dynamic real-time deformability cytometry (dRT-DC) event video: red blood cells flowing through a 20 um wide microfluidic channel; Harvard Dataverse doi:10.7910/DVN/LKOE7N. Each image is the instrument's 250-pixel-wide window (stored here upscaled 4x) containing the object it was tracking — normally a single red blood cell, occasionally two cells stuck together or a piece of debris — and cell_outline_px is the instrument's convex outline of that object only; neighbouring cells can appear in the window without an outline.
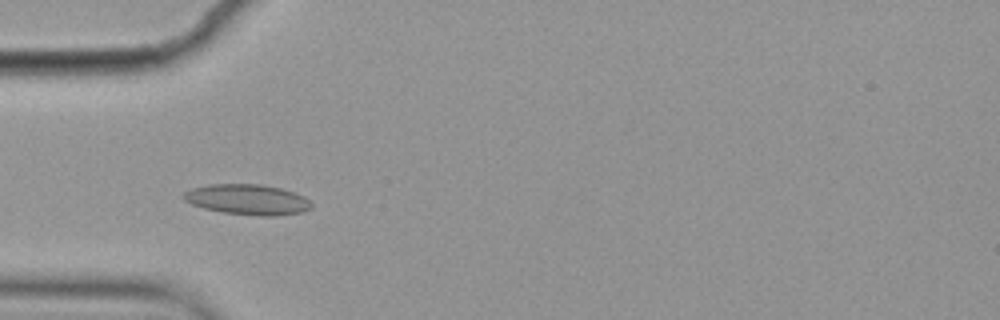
{"species": "common noctule bat (a hibernating species)", "species_latin": "Nyctalus noctula", "temperature_condition": "cold", "stored_images_in_passage": 4, "camera_frame_rate_fps": 3000, "um_per_image_px": 0.085, "animal": {"sex": "female", "body_mass_g": 19.9}, "frame": {"image": 1, "passage_image": 4, "time_ms": 1.0, "image_size_px": [1000, 320], "cell_outline_px": [[312, 208], [300, 212], [272, 216], [260, 216], [224, 212], [204, 208], [192, 204], [184, 200], [184, 192], [192, 188], [208, 184], [260, 184], [280, 188], [296, 192], [304, 196], [312, 204]], "centroid_in_image_um": [21.05, 16.95], "position_along_channel_um": 63.9, "area_um2": 22.54}}